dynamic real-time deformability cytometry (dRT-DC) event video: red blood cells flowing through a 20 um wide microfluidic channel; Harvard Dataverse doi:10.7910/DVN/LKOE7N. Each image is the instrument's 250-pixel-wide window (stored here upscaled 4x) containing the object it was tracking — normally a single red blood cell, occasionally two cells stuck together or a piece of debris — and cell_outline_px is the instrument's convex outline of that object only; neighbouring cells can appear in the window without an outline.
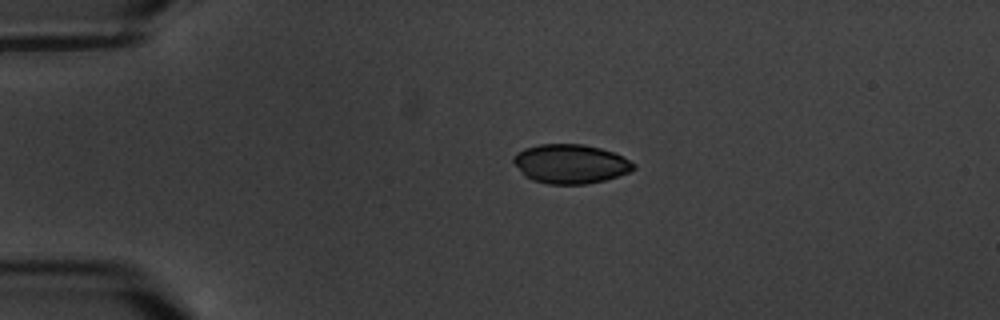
{"species": "common noctule bat (a hibernating species)", "species_latin": "Nyctalus noctula", "temperature_condition": "warm", "stored_images_in_passage": 14, "camera_frame_rate_fps": 3000, "um_per_image_px": 0.085, "animal": {"sex": "male", "body_mass_g": 20.1, "forearm_length_mm": 53.5}, "frame": {"image": 1, "passage_image": 1, "time_ms": 0.0, "image_size_px": [1000, 320], "cell_outline_px": [[636, 168], [628, 172], [604, 180], [588, 184], [548, 184], [532, 180], [524, 176], [512, 160], [512, 156], [516, 152], [524, 148], [540, 144], [584, 144], [600, 148], [612, 152], [636, 164]], "centroid_in_image_um": [48.45, 13.93], "position_along_channel_um": 36.6, "area_um2": 27.4}}
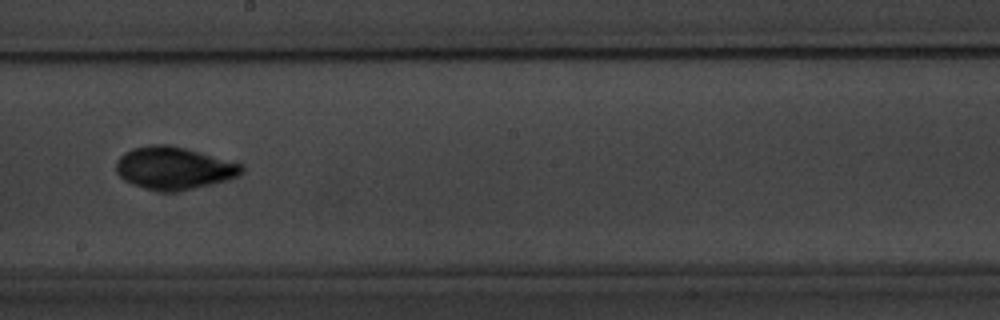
{"frame": {"image": 2, "passage_image": 7, "time_ms": 7.0, "image_size_px": [1000, 320], "cell_outline_px": [[244, 172], [240, 176], [228, 180], [212, 184], [176, 192], [160, 192], [132, 184], [124, 180], [116, 172], [116, 160], [124, 152], [132, 148], [148, 144], [168, 144], [200, 152], [244, 164]], "centroid_in_image_um": [14.79, 14.29], "position_along_channel_um": 233.4, "area_um2": 31.5}}
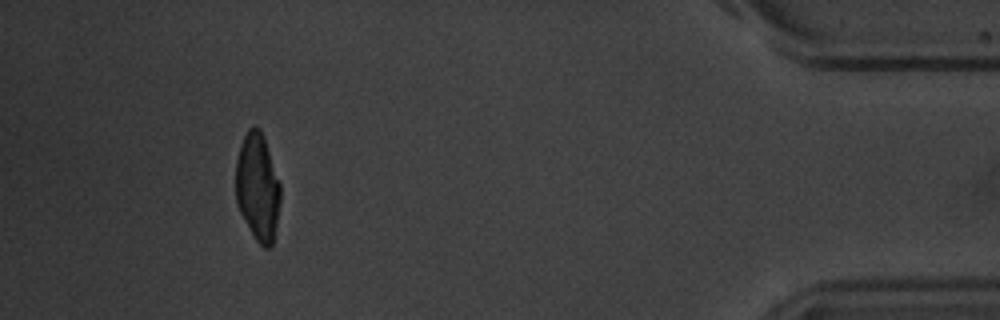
{"frame": {"image": 3, "passage_image": 13, "time_ms": 14.0, "image_size_px": [1000, 320], "cell_outline_px": [[280, 200], [276, 224], [272, 244], [268, 248], [264, 248], [256, 240], [240, 212], [236, 200], [236, 160], [240, 144], [248, 128], [252, 124], [256, 124], [260, 128], [264, 136], [280, 184]], "centroid_in_image_um": [21.89, 15.84], "position_along_channel_um": 413.3, "area_um2": 27.92}, "authors_computed_cell_mechanics": {"area_um2": 29.0445, "velocity_mm_per_s": 3.3821, "shape_relaxation_time_tau1_ms": 4.6262, "shape_relaxation_time_tau2_ms": 0.0936, "deformation_change_tau1": 0.1112, "deformation_change_tau2": 0.0286}}